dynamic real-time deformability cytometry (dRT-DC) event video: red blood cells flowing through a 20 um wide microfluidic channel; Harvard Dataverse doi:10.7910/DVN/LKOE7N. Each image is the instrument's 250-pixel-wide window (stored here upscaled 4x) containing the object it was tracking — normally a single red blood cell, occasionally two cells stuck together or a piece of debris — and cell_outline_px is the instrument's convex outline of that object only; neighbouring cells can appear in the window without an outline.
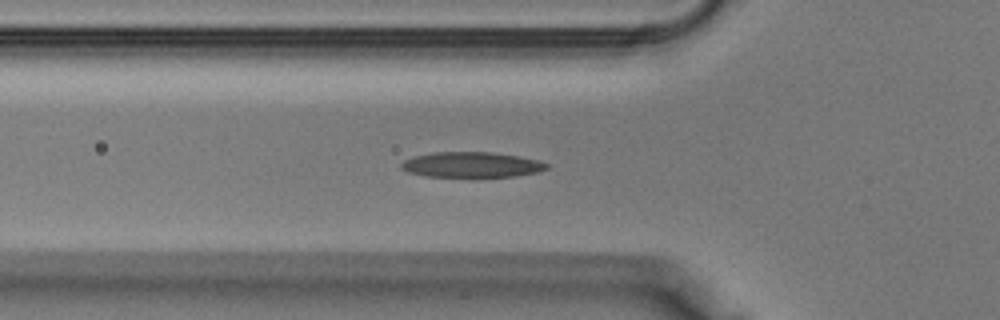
{"species": "Egyptian fruit bat (a non-hibernating species)", "species_latin": "Rousettus aegyptiacus", "temperature_condition": "warm", "stored_images_in_passage": 39, "camera_frame_rate_fps": 3000, "um_per_image_px": 0.085, "animal": {"sex": "male"}, "frame": {"image": 1, "passage_image": 12, "time_ms": 3.667, "image_size_px": [1000, 320], "cell_outline_px": [[548, 168], [536, 172], [512, 176], [428, 176], [408, 172], [400, 168], [400, 164], [404, 160], [412, 156], [432, 152], [492, 152], [540, 160], [548, 164]], "centroid_in_image_um": [40.04, 13.98], "position_along_channel_um": 85.8, "area_um2": 21.27}}
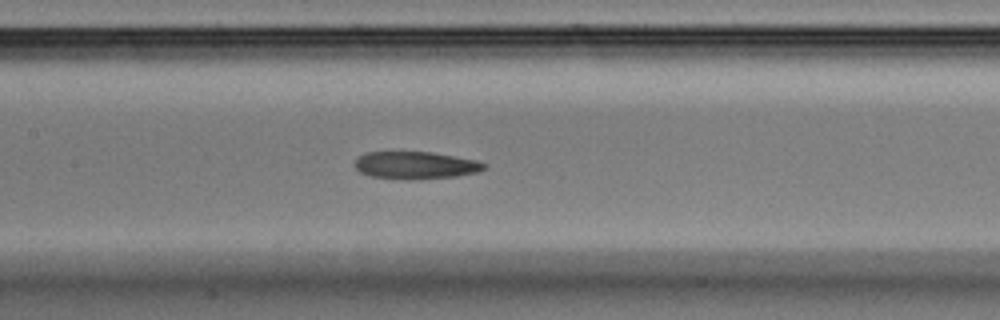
{"frame": {"image": 2, "passage_image": 17, "time_ms": 5.333, "image_size_px": [1000, 320], "cell_outline_px": [[488, 168], [476, 172], [456, 176], [372, 176], [360, 172], [356, 168], [356, 156], [364, 152], [432, 152], [476, 160], [488, 164]], "centroid_in_image_um": [35.35, 13.97], "position_along_channel_um": 172.0, "area_um2": 19.48}}
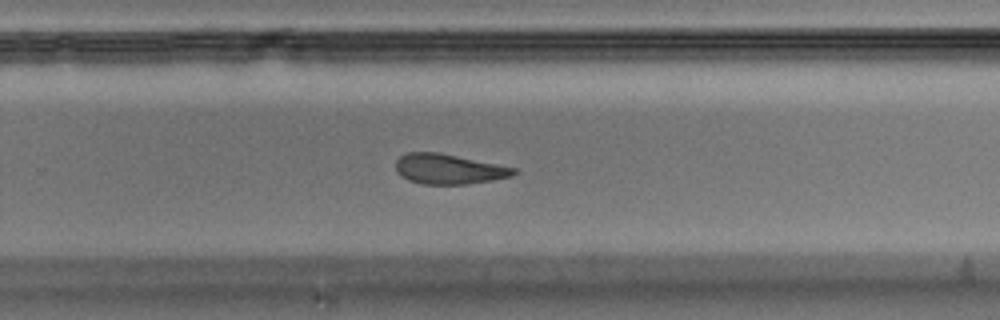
{"frame": {"image": 3, "passage_image": 24, "time_ms": 7.667, "image_size_px": [1000, 320], "cell_outline_px": [[516, 172], [512, 176], [492, 180], [468, 184], [420, 184], [408, 180], [400, 176], [396, 172], [396, 160], [400, 156], [408, 152], [440, 152], [516, 168]], "centroid_in_image_um": [38.1, 14.37], "position_along_channel_um": 291.7, "area_um2": 20.75}}